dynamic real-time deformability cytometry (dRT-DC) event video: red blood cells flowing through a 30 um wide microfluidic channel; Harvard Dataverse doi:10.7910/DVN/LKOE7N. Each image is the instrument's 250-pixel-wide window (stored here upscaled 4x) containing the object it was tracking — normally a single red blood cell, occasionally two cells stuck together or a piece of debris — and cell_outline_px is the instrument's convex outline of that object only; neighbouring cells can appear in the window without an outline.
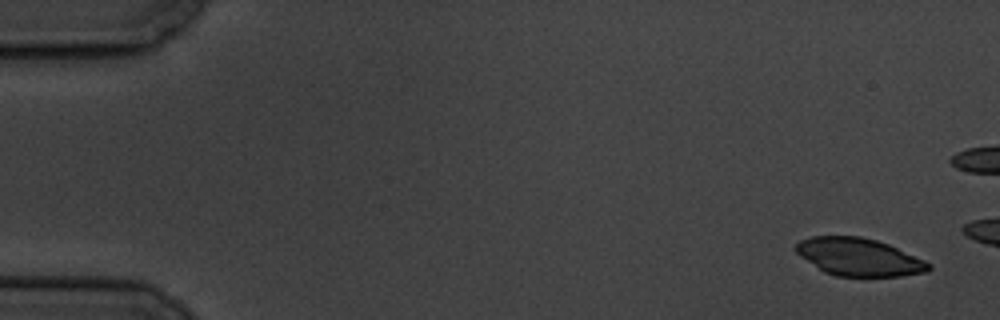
{"species": "common noctule bat (a hibernating species)", "species_latin": "Nyctalus noctula", "temperature_condition": "cold", "stored_images_in_passage": 6, "segment_of_instrument_passage": [2, 2], "camera_frame_rate_fps": 3000, "um_per_image_px": 0.085, "animal": {"sex": "male", "body_mass_g": 19.5, "forearm_length_mm": 54.6}, "frame": {"image": 1, "passage_image": 6, "time_ms": 6.667, "image_size_px": [1000, 320], "cell_outline_px": [[932, 268], [928, 272], [900, 276], [836, 276], [824, 272], [800, 256], [796, 252], [796, 244], [800, 240], [812, 236], [860, 236], [876, 240], [888, 244], [924, 260], [932, 264]], "centroid_in_image_um": [73.02, 21.85], "position_along_channel_um": 12.0, "area_um2": 29.07}}